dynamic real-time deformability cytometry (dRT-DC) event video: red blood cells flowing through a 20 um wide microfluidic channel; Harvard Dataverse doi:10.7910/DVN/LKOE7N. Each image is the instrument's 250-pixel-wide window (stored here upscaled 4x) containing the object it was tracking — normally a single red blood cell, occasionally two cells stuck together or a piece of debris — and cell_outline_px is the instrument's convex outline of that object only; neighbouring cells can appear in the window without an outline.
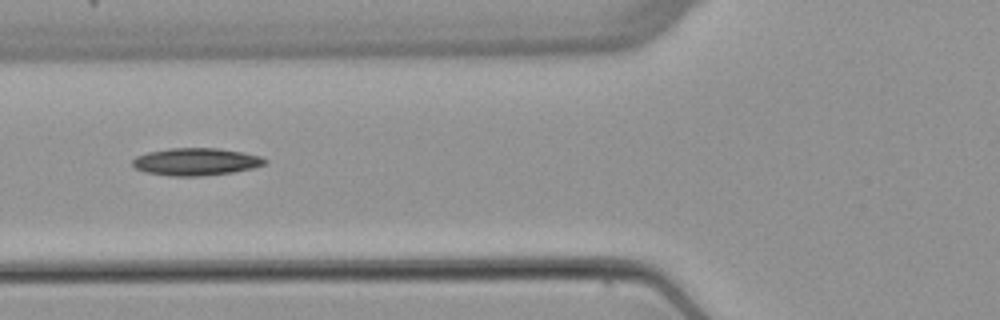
{"species": "common noctule bat (a hibernating species)", "species_latin": "Nyctalus noctula", "temperature_condition": "warm", "stored_images_in_passage": 5, "camera_frame_rate_fps": 3000, "um_per_image_px": 0.085, "animal": {"sex": "female", "body_mass_g": 22.7, "forearm_length_mm": 54.2}, "frame": {"image": 1, "passage_image": 4, "time_ms": 3.667, "image_size_px": [1000, 320], "cell_outline_px": [[268, 164], [252, 168], [232, 172], [204, 176], [172, 176], [144, 172], [136, 168], [132, 164], [132, 160], [136, 156], [148, 152], [168, 148], [220, 148], [244, 152], [264, 156], [268, 160]], "centroid_in_image_um": [16.71, 13.74], "position_along_channel_um": 109.1, "area_um2": 21.44}}
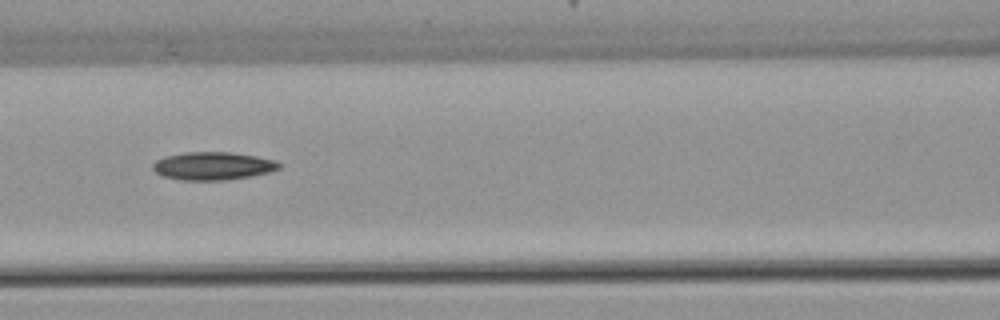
{"frame": {"image": 2, "passage_image": 5, "time_ms": 4.667, "image_size_px": [1000, 320], "cell_outline_px": [[280, 168], [268, 172], [252, 176], [224, 180], [180, 180], [164, 176], [156, 172], [152, 168], [152, 164], [156, 160], [164, 156], [184, 152], [228, 152], [256, 156], [276, 160], [280, 164]], "centroid_in_image_um": [18.08, 14.1], "position_along_channel_um": 148.5, "area_um2": 20.58}}